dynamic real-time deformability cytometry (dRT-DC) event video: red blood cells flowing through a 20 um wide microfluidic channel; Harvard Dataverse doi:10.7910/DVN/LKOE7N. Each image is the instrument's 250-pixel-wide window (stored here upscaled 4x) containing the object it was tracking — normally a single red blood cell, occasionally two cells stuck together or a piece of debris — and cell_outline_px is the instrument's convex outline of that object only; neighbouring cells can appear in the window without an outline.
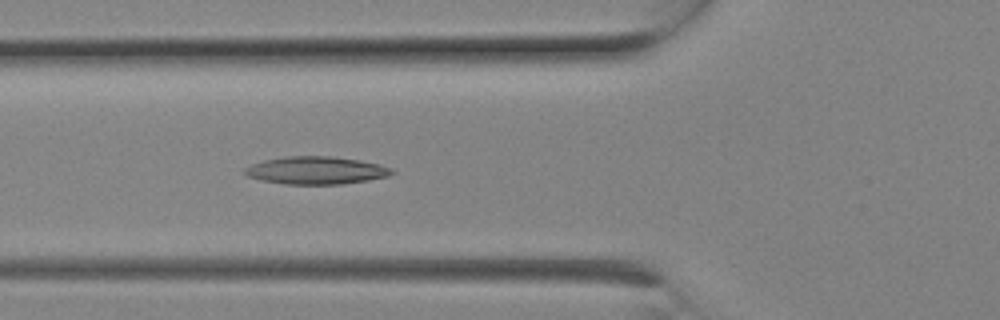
{"species": "Egyptian fruit bat (a non-hibernating species)", "species_latin": "Rousettus aegyptiacus", "temperature_condition": "room temperature", "stored_images_in_passage": 7, "camera_frame_rate_fps": 3000, "um_per_image_px": 0.085, "animal": {"sex": "female"}, "frame": {"image": 1, "passage_image": 7, "time_ms": 2.0, "image_size_px": [1000, 320], "cell_outline_px": [[396, 172], [388, 176], [368, 180], [340, 184], [284, 184], [260, 180], [248, 176], [244, 172], [244, 168], [252, 164], [264, 160], [284, 156], [332, 156], [360, 160], [380, 164], [392, 168]], "centroid_in_image_um": [26.88, 14.48], "position_along_channel_um": 98.9, "area_um2": 23.81}}